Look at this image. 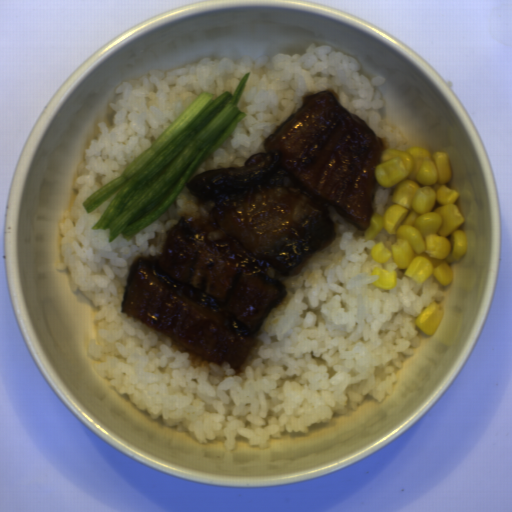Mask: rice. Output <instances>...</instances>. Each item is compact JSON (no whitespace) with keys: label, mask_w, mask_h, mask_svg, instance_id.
I'll list each match as a JSON object with an SVG mask.
<instances>
[{"label":"rice","mask_w":512,"mask_h":512,"mask_svg":"<svg viewBox=\"0 0 512 512\" xmlns=\"http://www.w3.org/2000/svg\"><path fill=\"white\" fill-rule=\"evenodd\" d=\"M250 72L239 110L244 120L193 172L241 168L266 153L263 144L307 94L333 92L385 148L409 147L399 128L386 124L380 87L386 78L363 75L360 63L330 45L312 43L305 54L205 58L171 70L149 71L116 88L112 115L77 164L74 204L60 225L57 269L69 272L71 290L96 309L89 355L101 378L149 418L188 434L198 443L236 439L264 449L283 433L309 434L347 415L369 399L392 393L400 367L419 350L418 316L445 299L446 285L432 274L425 282L403 275L394 258L377 263L374 245L397 243L385 228L365 241V230L327 208L336 228L331 243L289 275L270 268L268 277L286 288V298L255 333L257 344L239 369L217 365L170 335L123 313L125 285L139 256L161 253L180 219L202 232L215 222V201L200 202L187 185L153 223L128 242L109 243L108 230L92 229L114 195L87 213L85 199L119 177L205 89L215 98ZM188 182V183H189ZM395 271L394 290L374 287L373 268Z\"/></svg>","instance_id":"obj_1"},{"label":"rice","mask_w":512,"mask_h":512,"mask_svg":"<svg viewBox=\"0 0 512 512\" xmlns=\"http://www.w3.org/2000/svg\"><path fill=\"white\" fill-rule=\"evenodd\" d=\"M395 196V188L376 186L371 195V213L382 215L392 205Z\"/></svg>","instance_id":"obj_2"}]
</instances>
